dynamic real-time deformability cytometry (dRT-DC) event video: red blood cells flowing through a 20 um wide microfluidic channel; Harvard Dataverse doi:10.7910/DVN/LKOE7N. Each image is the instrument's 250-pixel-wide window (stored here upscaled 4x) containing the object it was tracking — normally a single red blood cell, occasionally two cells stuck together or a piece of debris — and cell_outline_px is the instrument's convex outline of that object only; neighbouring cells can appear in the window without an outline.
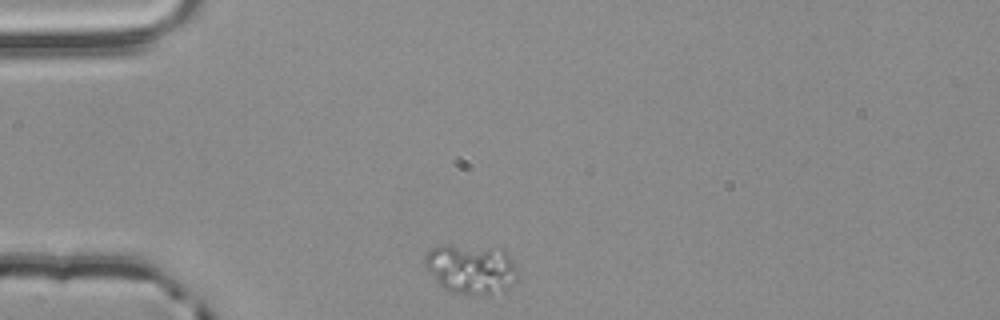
{"species": "common noctule bat (a hibernating species)", "species_latin": "Nyctalus noctula", "temperature_condition": "room temperature", "stored_images_in_passage": 2, "camera_frame_rate_fps": 3000, "um_per_image_px": 0.085, "animal": {"sex": "male", "body_mass_g": 20.4}, "frame": {"image": 1, "passage_image": 1, "time_ms": 0.0, "image_size_px": [1000, 320], "cell_outline_px": [[516, 280], [508, 292], [488, 296], [468, 296], [452, 292], [444, 288], [436, 280], [424, 264], [424, 256], [432, 248], [448, 244], [504, 248], [512, 260], [516, 268]], "centroid_in_image_um": [40.1, 22.9], "position_along_channel_um": 44.9, "area_um2": 27.69}}
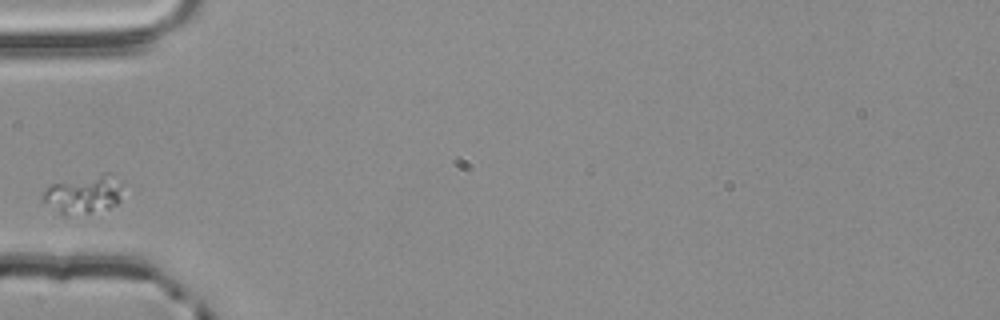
{"frame": {"image": 2, "passage_image": 2, "time_ms": 0.333, "image_size_px": [1000, 320], "cell_outline_px": [[120, 200], [116, 204], [108, 208], [68, 216], [60, 216], [40, 200], [40, 196], [52, 184], [104, 172], [108, 172], [120, 184]], "centroid_in_image_um": [7.02, 16.55], "position_along_channel_um": 78.0, "area_um2": 17.8}}